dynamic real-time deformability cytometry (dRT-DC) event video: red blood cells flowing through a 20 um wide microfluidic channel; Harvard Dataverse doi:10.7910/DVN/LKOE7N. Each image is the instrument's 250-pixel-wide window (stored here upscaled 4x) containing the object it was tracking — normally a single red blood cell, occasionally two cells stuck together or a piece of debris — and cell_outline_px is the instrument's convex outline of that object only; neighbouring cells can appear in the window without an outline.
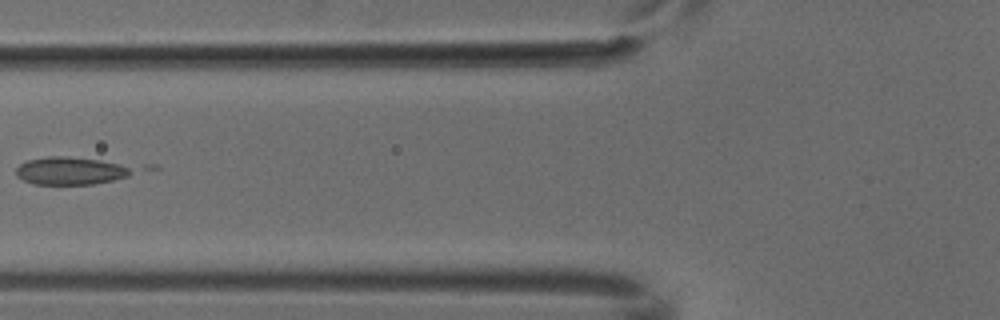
{"species": "common noctule bat (a hibernating species)", "species_latin": "Nyctalus noctula", "temperature_condition": "cold", "stored_images_in_passage": 5, "camera_frame_rate_fps": 3000, "um_per_image_px": 0.085, "animal": {"sex": "male", "body_mass_g": 18.8}, "frame": {"image": 1, "passage_image": 5, "time_ms": 1.333, "image_size_px": [1000, 320], "cell_outline_px": [[128, 176], [112, 180], [92, 184], [32, 184], [16, 176], [16, 168], [20, 164], [28, 160], [48, 156], [68, 156], [100, 160], [116, 164], [128, 168]], "centroid_in_image_um": [5.87, 14.52], "position_along_channel_um": 119.9, "area_um2": 18.26}}